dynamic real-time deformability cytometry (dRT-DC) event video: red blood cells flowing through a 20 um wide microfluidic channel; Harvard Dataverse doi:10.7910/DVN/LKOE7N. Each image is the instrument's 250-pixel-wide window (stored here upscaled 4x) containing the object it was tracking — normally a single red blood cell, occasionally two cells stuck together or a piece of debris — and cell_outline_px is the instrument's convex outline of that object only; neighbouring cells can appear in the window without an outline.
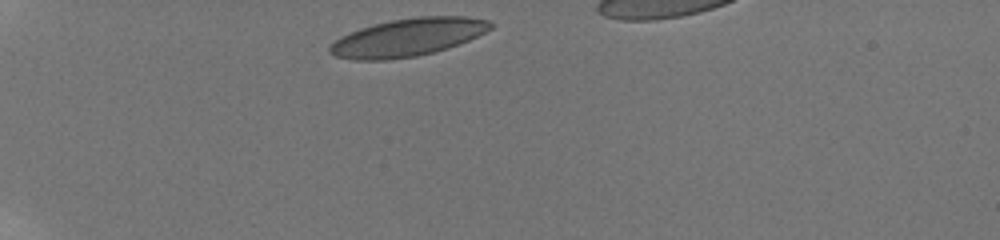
{"species": "human", "species_latin": "Homo sapiens", "temperature_condition": "room temperature", "stored_images_in_passage": 33, "camera_frame_rate_fps": 3000, "um_per_image_px": 0.085, "donor": {"sex": "male"}, "frame": {"image": 1, "passage_image": 1, "time_ms": 0.0, "image_size_px": [1000, 240], "cell_outline_px": [[496, 24], [492, 28], [468, 40], [448, 48], [416, 56], [388, 60], [352, 60], [336, 56], [328, 52], [328, 48], [340, 36], [360, 28], [392, 20], [416, 16], [464, 16], [488, 20]], "centroid_in_image_um": [34.66, 3.17], "position_along_channel_um": 50.3, "area_um2": 35.32}}
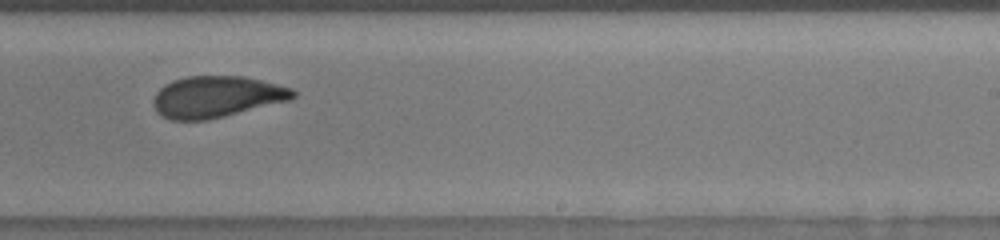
{"frame": {"image": 2, "passage_image": 18, "time_ms": 7.0, "image_size_px": [1000, 240], "cell_outline_px": [[296, 96], [292, 100], [208, 120], [172, 120], [160, 116], [156, 112], [152, 104], [152, 100], [156, 92], [164, 84], [172, 80], [188, 76], [244, 76], [292, 88], [296, 92]], "centroid_in_image_um": [18.39, 8.23], "position_along_channel_um": 270.6, "area_um2": 34.04}}
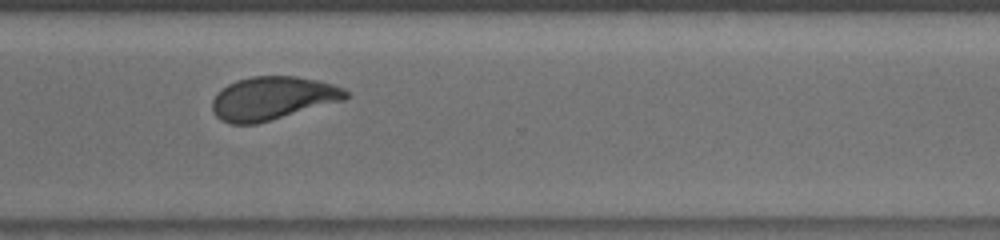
{"frame": {"image": 3, "passage_image": 24, "time_ms": 9.0, "image_size_px": [1000, 240], "cell_outline_px": [[348, 96], [344, 100], [256, 124], [228, 124], [220, 120], [212, 112], [212, 100], [216, 92], [228, 84], [236, 80], [252, 76], [296, 76], [320, 80], [344, 88], [348, 92]], "centroid_in_image_um": [23.13, 8.35], "position_along_channel_um": 347.5, "area_um2": 33.87}, "authors_computed_cell_mechanics": {"area_um2": 34.0442, "velocity_mm_per_s": 3.8301, "shape_relaxation_time_tau1_ms": 5.7603, "shape_relaxation_time_tau2_ms": 1.1068, "deformation_change_tau1": 0.1603, "deformation_change_tau2": 0.0742}}